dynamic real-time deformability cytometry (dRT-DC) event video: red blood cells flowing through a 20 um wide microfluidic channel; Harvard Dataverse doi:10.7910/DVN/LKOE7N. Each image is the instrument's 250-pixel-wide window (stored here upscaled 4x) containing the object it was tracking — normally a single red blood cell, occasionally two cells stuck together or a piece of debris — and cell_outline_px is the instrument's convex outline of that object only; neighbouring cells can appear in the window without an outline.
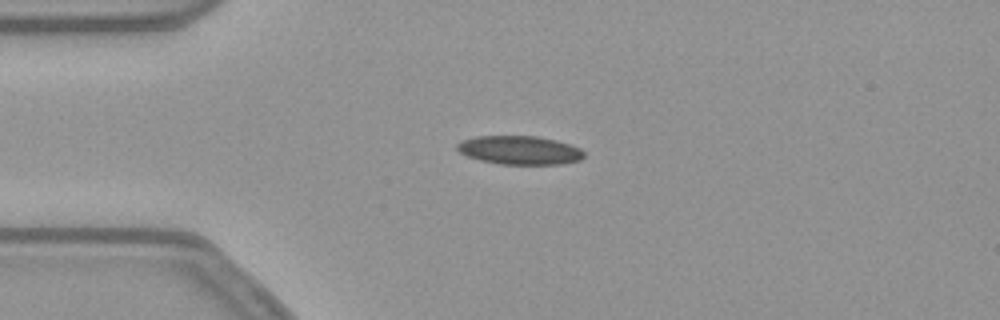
{"species": "common noctule bat (a hibernating species)", "species_latin": "Nyctalus noctula", "temperature_condition": "warm", "stored_images_in_passage": 36, "camera_frame_rate_fps": 3000, "um_per_image_px": 0.085, "animal": {"sex": "female", "body_mass_g": 21.9}, "frame": {"image": 1, "passage_image": 1, "time_ms": 0.0, "image_size_px": [1000, 320], "cell_outline_px": [[584, 156], [580, 160], [564, 164], [500, 164], [480, 160], [468, 156], [460, 152], [456, 148], [456, 144], [464, 140], [476, 136], [536, 136], [556, 140], [580, 148], [584, 152]], "centroid_in_image_um": [44.18, 12.77], "position_along_channel_um": 40.8, "area_um2": 21.1}}
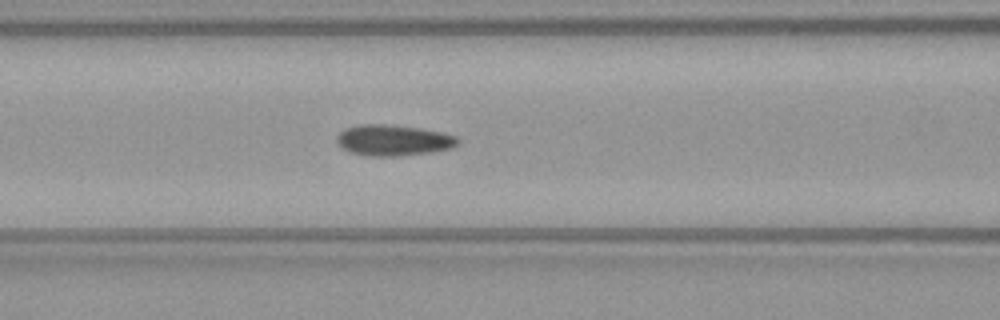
{"frame": {"image": 2, "passage_image": 10, "time_ms": 3.0, "image_size_px": [1000, 320], "cell_outline_px": [[460, 144], [452, 148], [428, 152], [400, 156], [368, 156], [348, 152], [336, 140], [336, 136], [340, 132], [348, 128], [360, 124], [380, 124], [420, 128], [440, 132], [456, 136], [460, 140]], "centroid_in_image_um": [33.45, 11.93], "position_along_channel_um": 133.2, "area_um2": 21.68}}
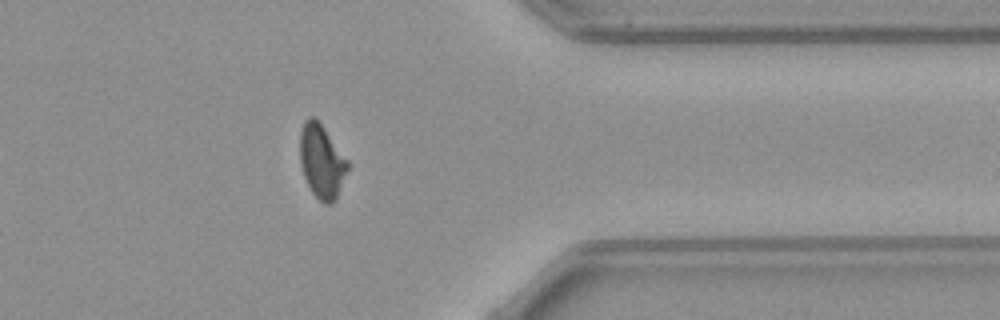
{"frame": {"image": 3, "passage_image": 31, "time_ms": 10.0, "image_size_px": [1000, 320], "cell_outline_px": [[348, 168], [336, 200], [332, 204], [324, 204], [312, 192], [304, 176], [300, 160], [300, 132], [304, 120], [308, 116], [316, 116], [320, 120], [348, 160]], "centroid_in_image_um": [27.34, 13.66], "position_along_channel_um": 384.1, "area_um2": 20.75}, "authors_computed_cell_mechanics": {"area_um2": 21.3282, "velocity_mm_per_s": 3.8054, "shape_relaxation_time_tau1_ms": null, "shape_relaxation_time_tau2_ms": 1.6548, "deformation_change_tau1": null, "deformation_change_tau2": 0.0677}}